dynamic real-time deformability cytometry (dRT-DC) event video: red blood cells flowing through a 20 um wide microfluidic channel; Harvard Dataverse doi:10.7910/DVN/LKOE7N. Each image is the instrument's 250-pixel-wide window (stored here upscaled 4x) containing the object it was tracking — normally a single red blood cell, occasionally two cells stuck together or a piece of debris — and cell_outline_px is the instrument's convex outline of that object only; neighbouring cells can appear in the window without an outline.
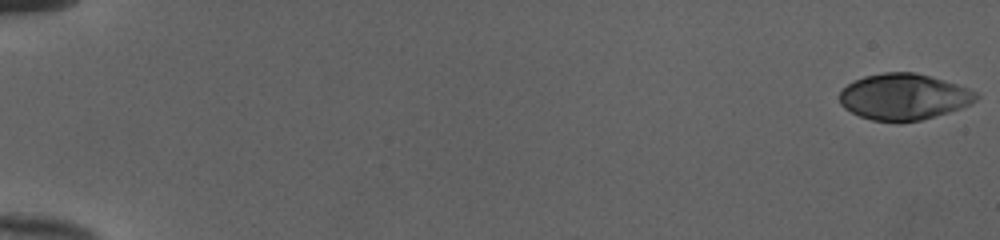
{"species": "human", "species_latin": "Homo sapiens", "temperature_condition": "cold", "stored_images_in_passage": 52, "camera_frame_rate_fps": 3000, "um_per_image_px": 0.085, "donor": {"sex": "female"}, "frame": {"image": 1, "passage_image": 1, "time_ms": 0.0, "image_size_px": [1000, 240], "cell_outline_px": [[980, 96], [972, 104], [948, 112], [920, 120], [872, 120], [860, 116], [844, 108], [840, 104], [840, 92], [848, 84], [864, 76], [884, 72], [916, 72], [944, 80], [968, 88], [976, 92]], "centroid_in_image_um": [76.84, 8.2], "position_along_channel_um": 8.2, "area_um2": 36.3}}
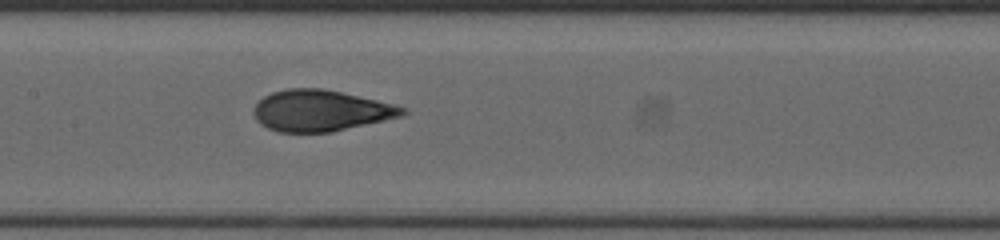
{"frame": {"image": 2, "passage_image": 28, "time_ms": 9.0, "image_size_px": [1000, 240], "cell_outline_px": [[408, 112], [404, 116], [332, 132], [280, 132], [268, 128], [260, 124], [256, 120], [252, 112], [252, 108], [264, 96], [272, 92], [288, 88], [324, 88], [396, 104], [408, 108]], "centroid_in_image_um": [27.29, 9.4], "position_along_channel_um": 180.1, "area_um2": 36.13}}
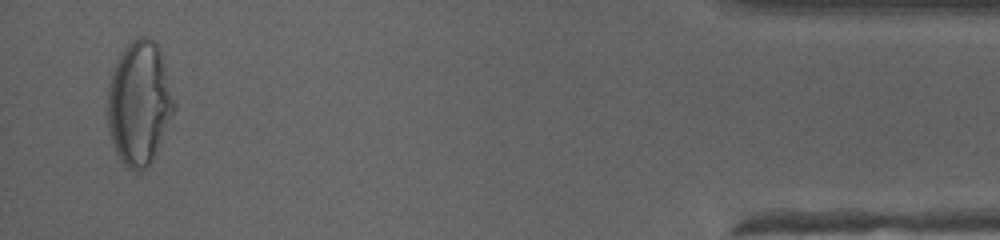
{"frame": {"image": 3, "passage_image": 51, "time_ms": 16.667, "image_size_px": [1000, 240], "cell_outline_px": [[176, 108], [156, 156], [140, 172], [136, 172], [128, 168], [120, 160], [112, 144], [108, 128], [108, 84], [116, 60], [124, 48], [136, 36], [148, 36], [160, 48], [176, 104]], "centroid_in_image_um": [11.85, 8.77], "position_along_channel_um": 423.4, "area_um2": 48.55}, "authors_computed_cell_mechanics": {"area_um2": 36.2117, "velocity_mm_per_s": 4.0313, "shape_relaxation_time_tau1_ms": 7.4486, "shape_relaxation_time_tau2_ms": null, "deformation_change_tau1": 0.2867, "deformation_change_tau2": null}}